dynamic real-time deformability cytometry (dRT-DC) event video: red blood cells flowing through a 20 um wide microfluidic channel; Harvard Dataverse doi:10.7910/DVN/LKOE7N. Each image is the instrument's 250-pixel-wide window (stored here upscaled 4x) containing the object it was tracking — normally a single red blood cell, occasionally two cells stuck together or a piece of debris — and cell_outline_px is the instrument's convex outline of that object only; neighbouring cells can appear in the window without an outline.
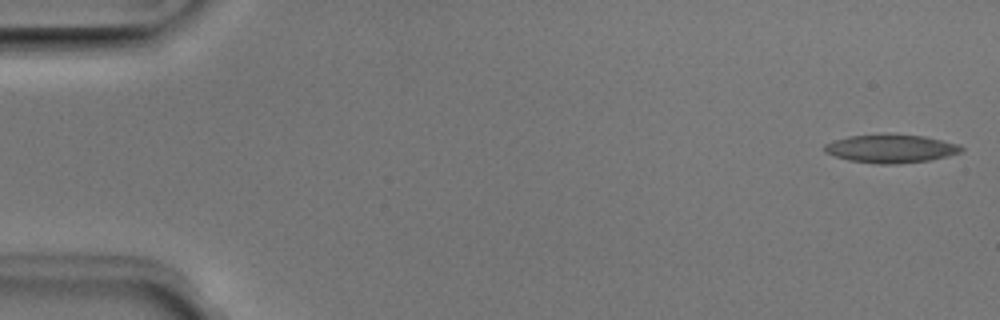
{"species": "Egyptian fruit bat (a non-hibernating species)", "species_latin": "Rousettus aegyptiacus", "temperature_condition": "room temperature", "stored_images_in_passage": 13, "camera_frame_rate_fps": 3000, "um_per_image_px": 0.085, "animal": {"sex": "male"}, "frame": {"image": 1, "passage_image": 1, "time_ms": 0.0, "image_size_px": [1000, 320], "cell_outline_px": [[964, 148], [960, 152], [948, 156], [928, 160], [896, 164], [880, 164], [848, 160], [824, 152], [824, 144], [848, 136], [884, 132], [888, 132], [924, 136], [960, 144]], "centroid_in_image_um": [75.72, 12.6], "position_along_channel_um": 9.3, "area_um2": 23.0}}